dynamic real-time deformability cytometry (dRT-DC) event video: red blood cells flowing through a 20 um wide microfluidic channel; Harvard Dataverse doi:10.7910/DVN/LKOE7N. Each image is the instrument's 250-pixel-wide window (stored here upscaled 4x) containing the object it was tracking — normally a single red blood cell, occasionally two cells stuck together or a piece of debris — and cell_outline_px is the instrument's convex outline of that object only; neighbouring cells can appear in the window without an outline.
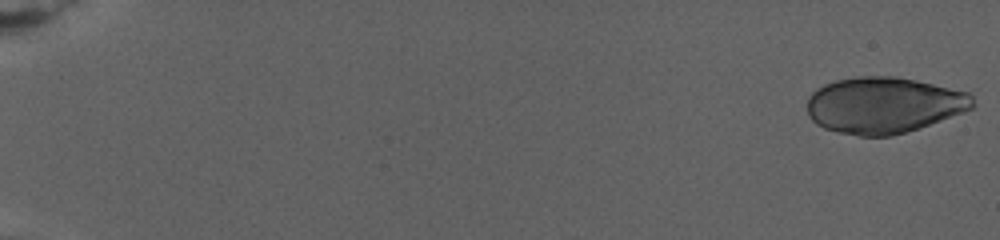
{"species": "human", "species_latin": "Homo sapiens", "temperature_condition": "warm", "stored_images_in_passage": 13, "camera_frame_rate_fps": 3000, "um_per_image_px": 0.085, "donor": {"sex": "female"}, "frame": {"image": 1, "passage_image": 1, "time_ms": 0.0, "image_size_px": [1000, 240], "cell_outline_px": [[976, 104], [972, 108], [964, 112], [892, 136], [860, 136], [840, 132], [824, 128], [816, 124], [808, 116], [808, 96], [816, 88], [824, 84], [836, 80], [856, 76], [896, 76], [916, 80], [968, 92], [972, 96]], "centroid_in_image_um": [75.1, 8.92], "position_along_channel_um": 9.9, "area_um2": 54.16}}
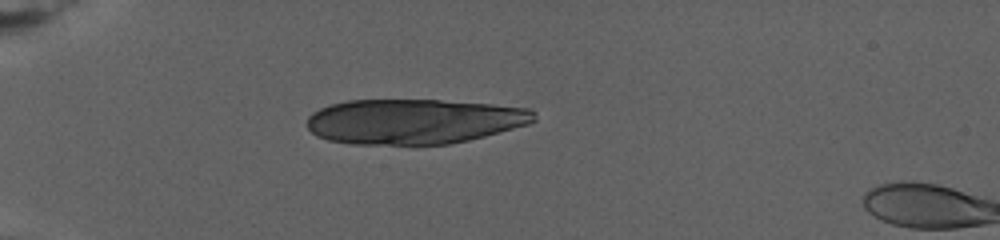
{"frame": {"image": 2, "passage_image": 12, "time_ms": 8.0, "image_size_px": [1000, 240], "cell_outline_px": [[536, 120], [528, 124], [484, 136], [468, 140], [448, 144], [352, 144], [328, 140], [316, 136], [308, 128], [308, 116], [312, 112], [320, 108], [332, 104], [348, 100], [440, 100], [492, 104], [532, 108], [536, 112]], "centroid_in_image_um": [35.2, 10.31], "position_along_channel_um": 49.8, "area_um2": 59.71}}